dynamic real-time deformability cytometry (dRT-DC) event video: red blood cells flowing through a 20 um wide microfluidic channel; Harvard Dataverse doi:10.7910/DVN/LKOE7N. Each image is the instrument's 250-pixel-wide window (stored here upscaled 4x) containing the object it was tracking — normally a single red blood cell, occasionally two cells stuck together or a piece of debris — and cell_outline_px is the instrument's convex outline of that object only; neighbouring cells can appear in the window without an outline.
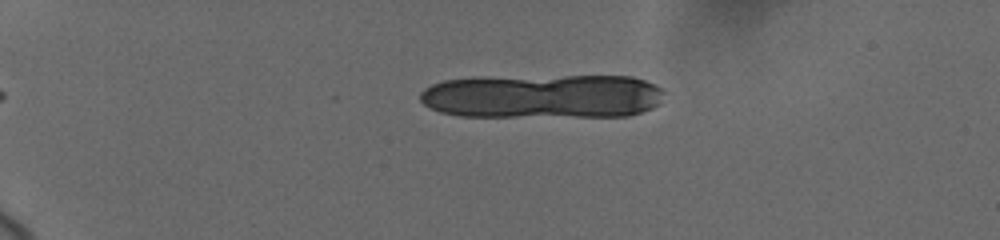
{"species": "human", "species_latin": "Homo sapiens", "temperature_condition": "cold", "stored_images_in_passage": 12, "camera_frame_rate_fps": 3000, "um_per_image_px": 0.085, "donor": {"sex": "female"}, "frame": {"image": 1, "passage_image": 6, "time_ms": 2.0, "image_size_px": [1000, 240], "cell_outline_px": [[660, 104], [652, 108], [628, 116], [460, 116], [440, 112], [424, 104], [420, 100], [420, 92], [424, 88], [432, 84], [444, 80], [472, 76], [632, 76], [644, 80], [660, 88]], "centroid_in_image_um": [46.05, 8.16], "position_along_channel_um": 38.9, "area_um2": 63.46}}